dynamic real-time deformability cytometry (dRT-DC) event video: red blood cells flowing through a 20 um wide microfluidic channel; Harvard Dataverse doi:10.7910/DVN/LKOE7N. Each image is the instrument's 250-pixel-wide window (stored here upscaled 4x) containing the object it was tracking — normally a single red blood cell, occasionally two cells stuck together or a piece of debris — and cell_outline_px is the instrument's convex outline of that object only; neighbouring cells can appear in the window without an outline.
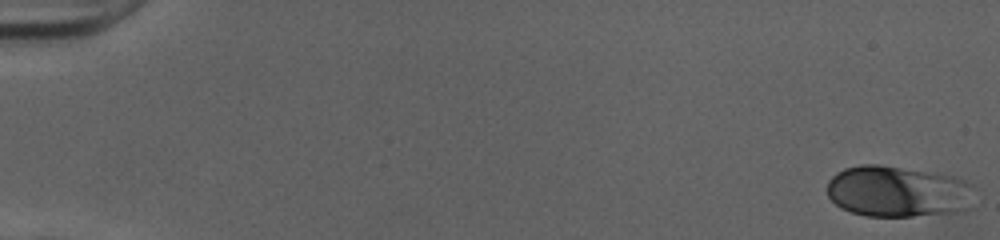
{"species": "human", "species_latin": "Homo sapiens", "temperature_condition": "cold", "stored_images_in_passage": 51, "camera_frame_rate_fps": 3000, "um_per_image_px": 0.085, "donor": {"sex": "female"}, "frame": {"image": 1, "passage_image": 1, "time_ms": 0.0, "image_size_px": [1000, 240], "cell_outline_px": [[976, 208], [964, 212], [912, 216], [864, 216], [840, 208], [828, 196], [828, 180], [836, 172], [844, 168], [860, 164], [880, 164], [956, 176], [972, 184]], "centroid_in_image_um": [76.4, 16.29], "position_along_channel_um": 8.6, "area_um2": 45.08}}
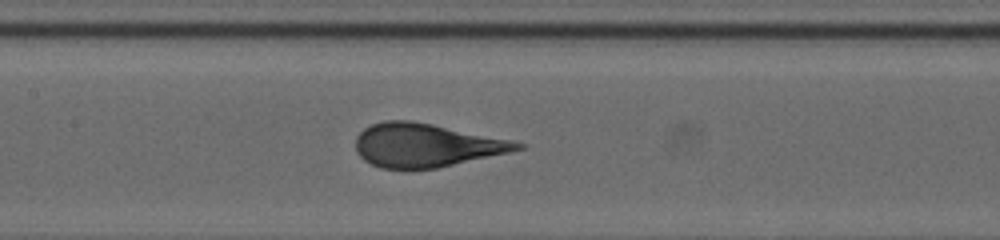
{"frame": {"image": 2, "passage_image": 26, "time_ms": 8.333, "image_size_px": [1000, 240], "cell_outline_px": [[524, 148], [508, 152], [436, 168], [380, 168], [364, 160], [356, 152], [356, 136], [364, 128], [372, 124], [384, 120], [408, 120], [432, 124], [512, 140], [524, 144]], "centroid_in_image_um": [36.16, 12.33], "position_along_channel_um": 171.2, "area_um2": 40.46}}
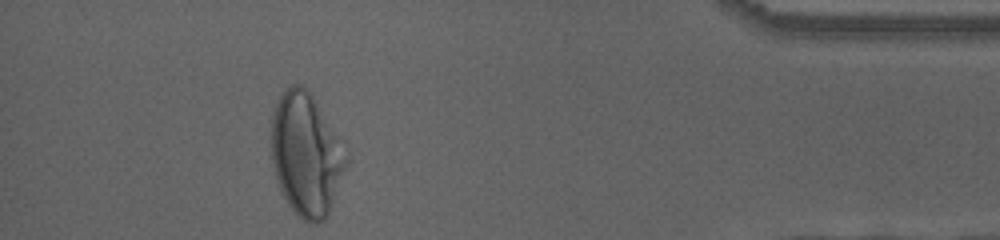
{"frame": {"image": 3, "passage_image": 47, "time_ms": 15.333, "image_size_px": [1000, 240], "cell_outline_px": [[348, 164], [328, 216], [324, 220], [316, 224], [312, 224], [304, 220], [288, 204], [280, 188], [276, 176], [272, 160], [272, 116], [276, 104], [280, 96], [292, 84], [300, 84], [312, 96], [340, 140], [348, 160]], "centroid_in_image_um": [26.03, 13.17], "position_along_channel_um": 409.2, "area_um2": 52.77}, "authors_computed_cell_mechanics": {"area_um2": 41.905, "velocity_mm_per_s": 4.0283, "shape_relaxation_time_tau1_ms": 3.1985, "shape_relaxation_time_tau2_ms": null, "deformation_change_tau1": 0.1563, "deformation_change_tau2": null}}